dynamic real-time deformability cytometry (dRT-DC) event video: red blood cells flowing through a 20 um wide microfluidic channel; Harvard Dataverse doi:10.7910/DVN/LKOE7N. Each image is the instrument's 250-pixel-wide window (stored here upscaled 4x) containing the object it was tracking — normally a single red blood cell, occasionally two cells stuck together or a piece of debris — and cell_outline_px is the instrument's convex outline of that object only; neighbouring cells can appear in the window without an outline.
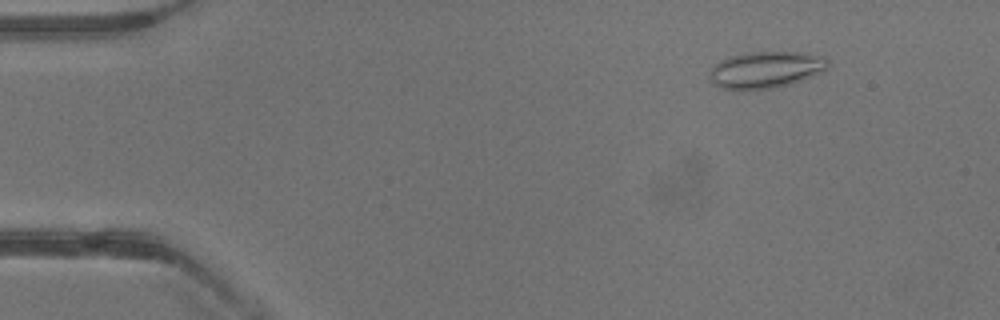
{"species": "common noctule bat (a hibernating species)", "species_latin": "Nyctalus noctula", "temperature_condition": "warm", "stored_images_in_passage": 40, "camera_frame_rate_fps": 3000, "um_per_image_px": 0.085, "animal": {"sex": "male", "body_mass_g": 13.3}, "frame": {"image": 1, "passage_image": 5, "time_ms": 1.333, "image_size_px": [1000, 320], "cell_outline_px": [[828, 68], [820, 72], [800, 80], [788, 84], [772, 88], [736, 92], [724, 88], [716, 84], [712, 80], [712, 68], [720, 60], [728, 56], [744, 52], [800, 52], [828, 56]], "centroid_in_image_um": [65.1, 5.92], "position_along_channel_um": 19.9, "area_um2": 25.37}}
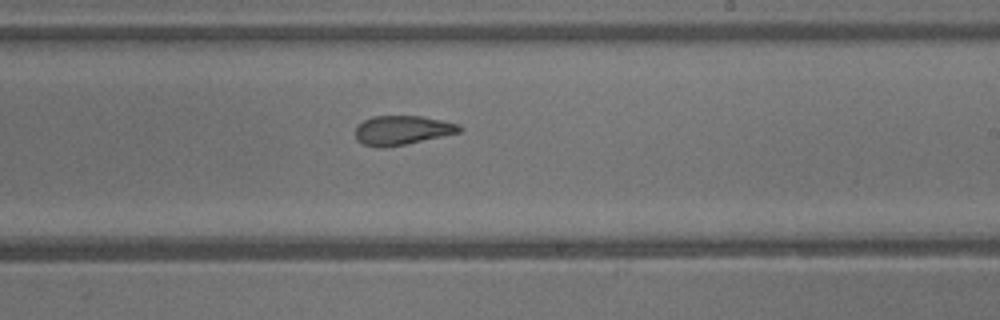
{"frame": {"image": 2, "passage_image": 24, "time_ms": 7.667, "image_size_px": [1000, 320], "cell_outline_px": [[464, 128], [460, 132], [404, 144], [364, 144], [356, 140], [356, 128], [364, 120], [372, 116], [420, 116], [460, 124]], "centroid_in_image_um": [34.24, 11.02], "position_along_channel_um": 254.8, "area_um2": 16.88}}
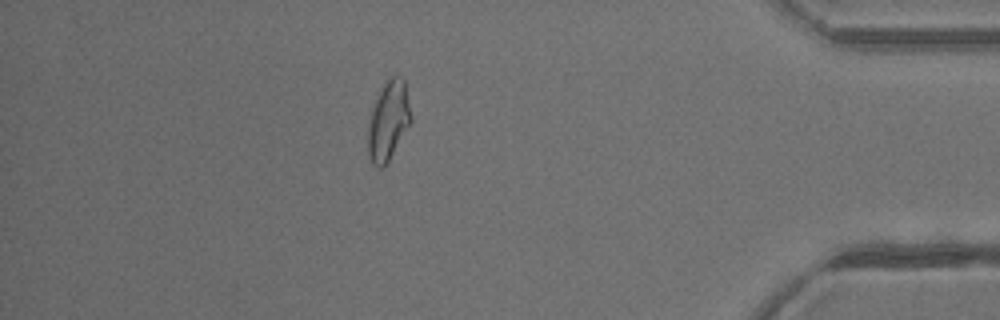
{"frame": {"image": 3, "passage_image": 35, "time_ms": 11.333, "image_size_px": [1000, 320], "cell_outline_px": [[412, 120], [388, 160], [380, 168], [376, 168], [372, 164], [368, 152], [368, 120], [372, 104], [384, 80], [388, 76], [396, 72], [404, 80]], "centroid_in_image_um": [32.98, 10.17], "position_along_channel_um": 402.2, "area_um2": 20.06}}